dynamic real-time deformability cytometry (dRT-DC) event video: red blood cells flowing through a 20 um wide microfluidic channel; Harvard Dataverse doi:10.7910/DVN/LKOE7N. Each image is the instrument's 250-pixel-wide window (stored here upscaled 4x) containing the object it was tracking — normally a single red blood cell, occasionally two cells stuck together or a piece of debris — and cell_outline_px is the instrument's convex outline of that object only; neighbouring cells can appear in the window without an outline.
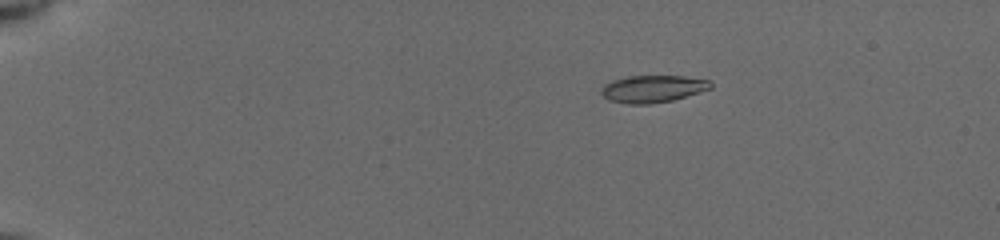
{"species": "common noctule bat (a hibernating species)", "species_latin": "Nyctalus noctula", "temperature_condition": "cold", "stored_images_in_passage": 22, "camera_frame_rate_fps": 3000, "um_per_image_px": 0.085, "animal": {"sex": "female", "body_mass_g": 19.5, "forearm_length_mm": 54.1}, "frame": {"image": 1, "passage_image": 2, "time_ms": 0.333, "image_size_px": [1000, 240], "cell_outline_px": [[712, 88], [672, 100], [648, 104], [628, 104], [608, 100], [600, 92], [600, 88], [604, 84], [612, 80], [628, 76], [684, 76], [708, 80], [712, 84]], "centroid_in_image_um": [55.44, 7.55], "position_along_channel_um": 29.6, "area_um2": 17.28}}
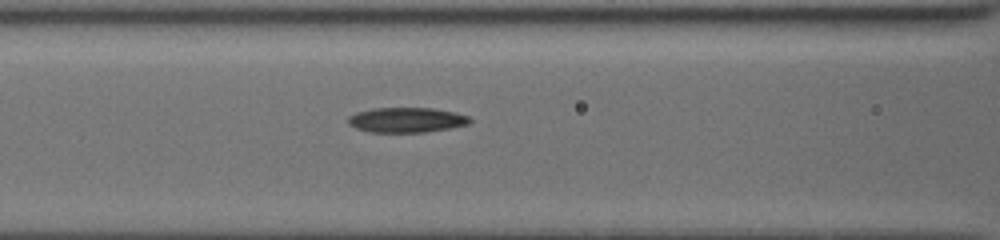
{"frame": {"image": 2, "passage_image": 16, "time_ms": 5.333, "image_size_px": [1000, 240], "cell_outline_px": [[472, 120], [468, 124], [452, 128], [424, 132], [372, 132], [356, 128], [348, 124], [348, 116], [356, 112], [372, 108], [432, 108], [456, 112], [468, 116]], "centroid_in_image_um": [34.56, 10.19], "position_along_channel_um": 132.0, "area_um2": 17.8}}
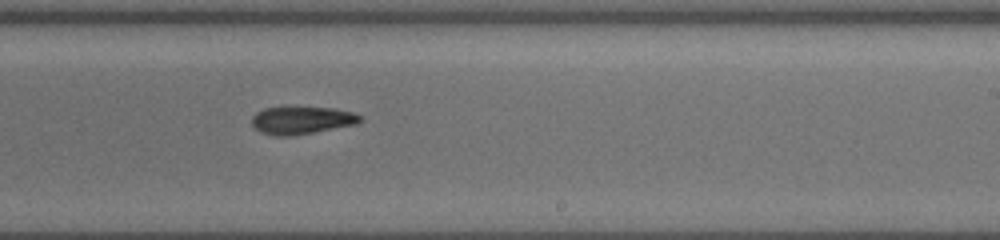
{"frame": {"image": 3, "passage_image": 22, "time_ms": 8.667, "image_size_px": [1000, 240], "cell_outline_px": [[364, 120], [356, 124], [292, 136], [276, 136], [260, 132], [252, 124], [252, 116], [256, 112], [264, 108], [336, 108], [356, 112], [364, 116]], "centroid_in_image_um": [25.71, 10.22], "position_along_channel_um": 263.3, "area_um2": 17.46}}